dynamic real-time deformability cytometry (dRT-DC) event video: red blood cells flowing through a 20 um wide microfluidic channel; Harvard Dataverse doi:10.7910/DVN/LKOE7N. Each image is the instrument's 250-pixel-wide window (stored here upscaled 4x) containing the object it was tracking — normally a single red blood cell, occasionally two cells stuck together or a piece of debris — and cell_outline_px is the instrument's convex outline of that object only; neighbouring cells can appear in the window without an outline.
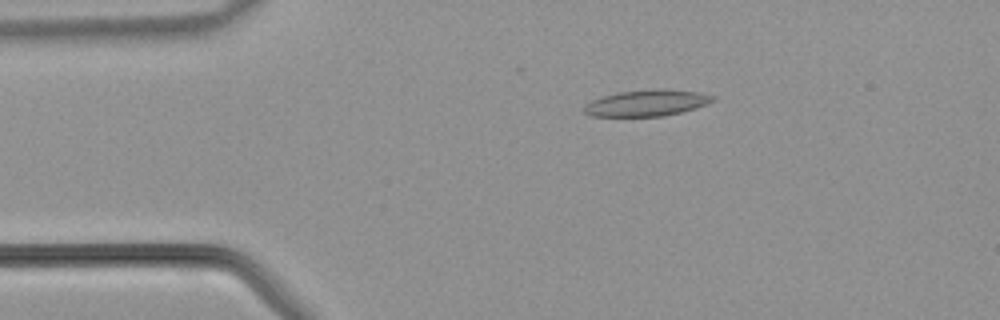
{"species": "common noctule bat (a hibernating species)", "species_latin": "Nyctalus noctula", "temperature_condition": "warm", "stored_images_in_passage": 36, "camera_frame_rate_fps": 3000, "um_per_image_px": 0.085, "animal": {"sex": "male", "body_mass_g": 21.5, "forearm_length_mm": 52.0}, "frame": {"image": 1, "passage_image": 1, "time_ms": 0.0, "image_size_px": [1000, 320], "cell_outline_px": [[716, 100], [696, 108], [664, 116], [592, 116], [584, 112], [584, 104], [592, 100], [616, 92], [656, 88], [660, 88], [700, 92], [716, 96]], "centroid_in_image_um": [55.0, 8.74], "position_along_channel_um": 30.0, "area_um2": 19.88}}
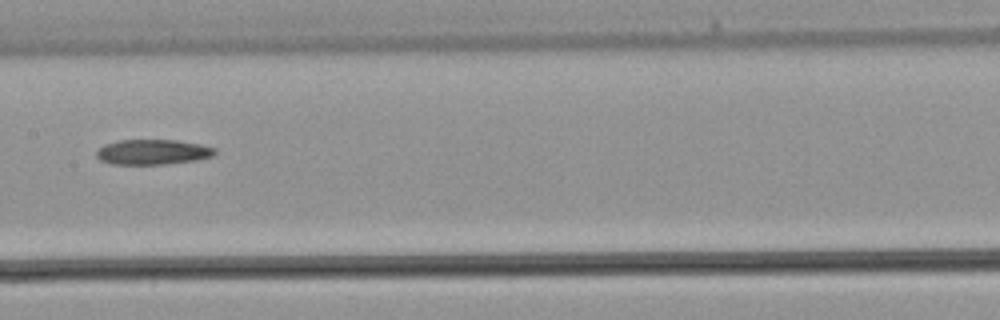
{"frame": {"image": 2, "passage_image": 14, "time_ms": 4.333, "image_size_px": [1000, 320], "cell_outline_px": [[216, 152], [212, 156], [196, 160], [164, 164], [112, 164], [100, 160], [96, 156], [96, 152], [104, 144], [120, 140], [176, 140], [200, 144], [216, 148]], "centroid_in_image_um": [12.98, 12.92], "position_along_channel_um": 194.4, "area_um2": 17.28}}
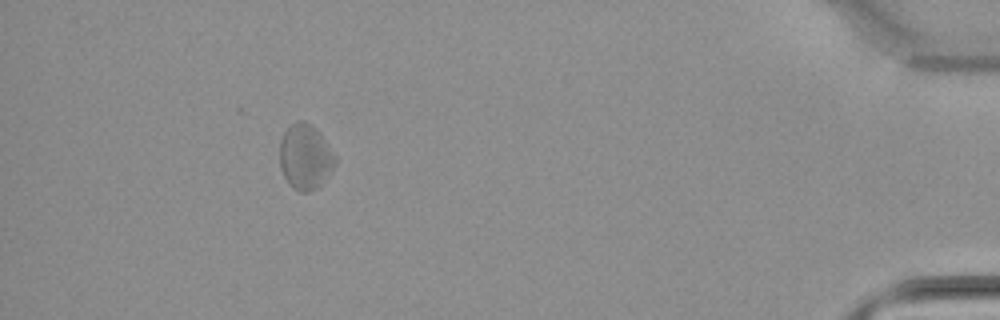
{"frame": {"image": 3, "passage_image": 32, "time_ms": 10.333, "image_size_px": [1000, 320], "cell_outline_px": [[336, 164], [320, 184], [316, 188], [308, 192], [300, 192], [292, 188], [284, 176], [280, 168], [280, 140], [284, 132], [292, 124], [300, 120], [304, 120], [312, 124], [320, 132], [336, 156]], "centroid_in_image_um": [25.94, 13.31], "position_along_channel_um": 409.3, "area_um2": 21.1}}